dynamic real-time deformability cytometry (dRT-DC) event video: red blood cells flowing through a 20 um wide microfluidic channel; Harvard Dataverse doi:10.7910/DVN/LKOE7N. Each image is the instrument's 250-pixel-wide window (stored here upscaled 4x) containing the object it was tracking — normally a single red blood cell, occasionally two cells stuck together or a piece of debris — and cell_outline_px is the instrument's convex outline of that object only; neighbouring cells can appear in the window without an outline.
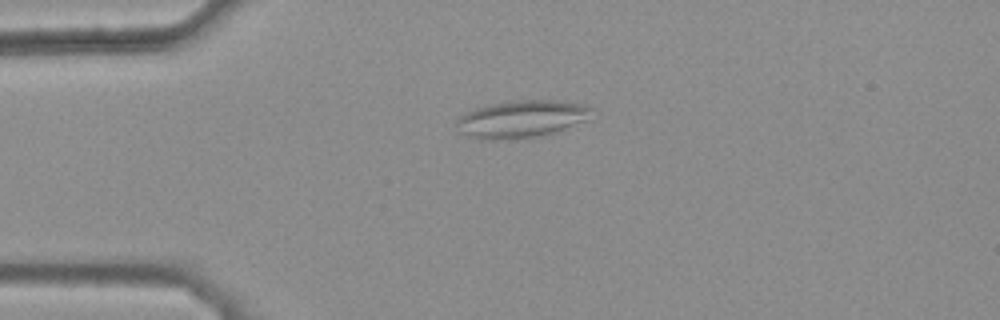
{"species": "common noctule bat (a hibernating species)", "species_latin": "Nyctalus noctula", "temperature_condition": "warm", "stored_images_in_passage": 35, "camera_frame_rate_fps": 3000, "um_per_image_px": 0.085, "animal": {"sex": "female", "body_mass_g": 25.1}, "frame": {"image": 1, "passage_image": 3, "time_ms": 0.667, "image_size_px": [1000, 320], "cell_outline_px": [[596, 108], [584, 120], [564, 128], [552, 132], [536, 136], [496, 140], [480, 140], [460, 132], [456, 120], [464, 112], [488, 104], [508, 100], [564, 100], [588, 104]], "centroid_in_image_um": [44.32, 10.08], "position_along_channel_um": 40.7, "area_um2": 29.48}}
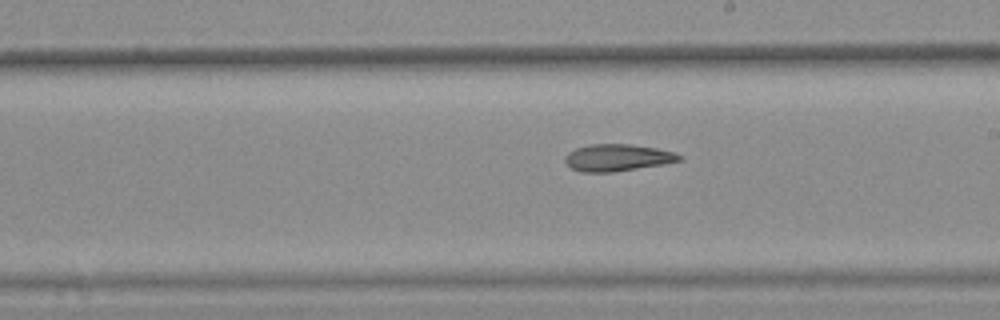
{"frame": {"image": 2, "passage_image": 20, "time_ms": 6.333, "image_size_px": [1000, 320], "cell_outline_px": [[684, 160], [664, 164], [612, 172], [580, 172], [572, 168], [564, 160], [564, 156], [568, 152], [576, 148], [588, 144], [628, 144], [656, 148], [676, 152], [684, 156]], "centroid_in_image_um": [52.51, 13.39], "position_along_channel_um": 236.5, "area_um2": 18.09}}
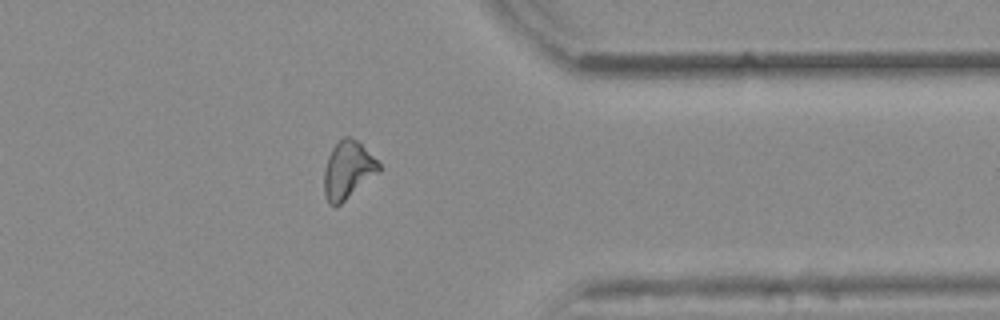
{"frame": {"image": 3, "passage_image": 32, "time_ms": 10.333, "image_size_px": [1000, 320], "cell_outline_px": [[380, 172], [340, 204], [328, 204], [324, 192], [324, 168], [328, 156], [332, 148], [344, 136], [352, 136], [380, 164]], "centroid_in_image_um": [29.56, 14.45], "position_along_channel_um": 381.8, "area_um2": 18.15}, "authors_computed_cell_mechanics": {"area_um2": 18.4382, "velocity_mm_per_s": 3.8969, "shape_relaxation_time_tau1_ms": null, "shape_relaxation_time_tau2_ms": 8.0139, "deformation_change_tau1": null, "deformation_change_tau2": 0.1944}}